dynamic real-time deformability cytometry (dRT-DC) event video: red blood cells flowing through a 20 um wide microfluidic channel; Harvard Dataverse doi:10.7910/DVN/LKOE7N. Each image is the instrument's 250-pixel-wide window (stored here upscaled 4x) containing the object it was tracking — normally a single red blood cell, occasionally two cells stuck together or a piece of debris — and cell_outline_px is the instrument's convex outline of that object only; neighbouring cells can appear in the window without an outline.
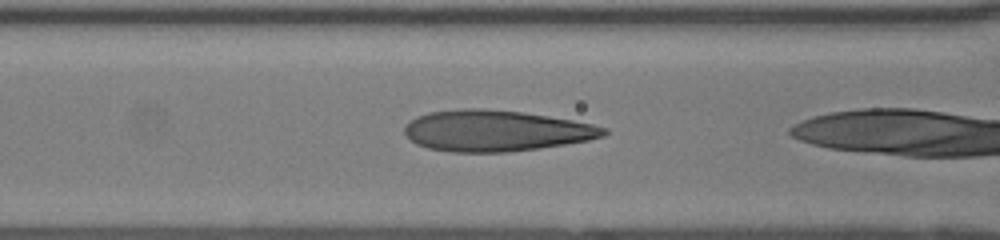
{"species": "human", "species_latin": "Homo sapiens", "temperature_condition": "room temperature", "stored_images_in_passage": 4, "camera_frame_rate_fps": 3000, "um_per_image_px": 0.085, "donor": {"sex": "female"}, "frame": {"image": 1, "passage_image": 3, "time_ms": 0.667, "image_size_px": [1000, 240], "cell_outline_px": [[608, 132], [604, 136], [588, 140], [540, 148], [508, 152], [452, 152], [428, 148], [416, 144], [404, 132], [404, 128], [408, 120], [416, 116], [428, 112], [464, 108], [480, 108], [520, 112], [548, 116], [572, 120], [592, 124], [608, 128]], "centroid_in_image_um": [42.12, 11.11], "position_along_channel_um": 124.5, "area_um2": 47.69}}